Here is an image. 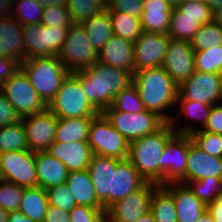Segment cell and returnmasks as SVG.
<instances>
[{
	"label": "cell",
	"instance_id": "1",
	"mask_svg": "<svg viewBox=\"0 0 222 222\" xmlns=\"http://www.w3.org/2000/svg\"><path fill=\"white\" fill-rule=\"evenodd\" d=\"M81 84L88 101L102 113L115 96L132 83L133 74L98 60L89 68L71 73Z\"/></svg>",
	"mask_w": 222,
	"mask_h": 222
},
{
	"label": "cell",
	"instance_id": "2",
	"mask_svg": "<svg viewBox=\"0 0 222 222\" xmlns=\"http://www.w3.org/2000/svg\"><path fill=\"white\" fill-rule=\"evenodd\" d=\"M132 82L146 110L152 111L166 122H170L173 116L166 110H172L173 106L176 107L178 85L164 68L157 67L136 71L133 74Z\"/></svg>",
	"mask_w": 222,
	"mask_h": 222
},
{
	"label": "cell",
	"instance_id": "3",
	"mask_svg": "<svg viewBox=\"0 0 222 222\" xmlns=\"http://www.w3.org/2000/svg\"><path fill=\"white\" fill-rule=\"evenodd\" d=\"M174 133L171 123L166 122L157 131L129 143L128 159L147 182L159 185V160Z\"/></svg>",
	"mask_w": 222,
	"mask_h": 222
},
{
	"label": "cell",
	"instance_id": "4",
	"mask_svg": "<svg viewBox=\"0 0 222 222\" xmlns=\"http://www.w3.org/2000/svg\"><path fill=\"white\" fill-rule=\"evenodd\" d=\"M20 68L47 105L70 74L59 56L25 59L20 63Z\"/></svg>",
	"mask_w": 222,
	"mask_h": 222
},
{
	"label": "cell",
	"instance_id": "5",
	"mask_svg": "<svg viewBox=\"0 0 222 222\" xmlns=\"http://www.w3.org/2000/svg\"><path fill=\"white\" fill-rule=\"evenodd\" d=\"M47 108L58 118L96 117L100 112L88 101L80 82L70 73Z\"/></svg>",
	"mask_w": 222,
	"mask_h": 222
},
{
	"label": "cell",
	"instance_id": "6",
	"mask_svg": "<svg viewBox=\"0 0 222 222\" xmlns=\"http://www.w3.org/2000/svg\"><path fill=\"white\" fill-rule=\"evenodd\" d=\"M70 27H50L41 23L22 26L25 59L58 56Z\"/></svg>",
	"mask_w": 222,
	"mask_h": 222
},
{
	"label": "cell",
	"instance_id": "7",
	"mask_svg": "<svg viewBox=\"0 0 222 222\" xmlns=\"http://www.w3.org/2000/svg\"><path fill=\"white\" fill-rule=\"evenodd\" d=\"M189 135L174 133L166 142L159 160V185L186 184Z\"/></svg>",
	"mask_w": 222,
	"mask_h": 222
},
{
	"label": "cell",
	"instance_id": "8",
	"mask_svg": "<svg viewBox=\"0 0 222 222\" xmlns=\"http://www.w3.org/2000/svg\"><path fill=\"white\" fill-rule=\"evenodd\" d=\"M88 144L93 154L118 160L128 159L129 142L102 113L97 115L90 124Z\"/></svg>",
	"mask_w": 222,
	"mask_h": 222
},
{
	"label": "cell",
	"instance_id": "9",
	"mask_svg": "<svg viewBox=\"0 0 222 222\" xmlns=\"http://www.w3.org/2000/svg\"><path fill=\"white\" fill-rule=\"evenodd\" d=\"M0 93L13 105L21 118L40 113L47 108V104L21 68L0 87Z\"/></svg>",
	"mask_w": 222,
	"mask_h": 222
},
{
	"label": "cell",
	"instance_id": "10",
	"mask_svg": "<svg viewBox=\"0 0 222 222\" xmlns=\"http://www.w3.org/2000/svg\"><path fill=\"white\" fill-rule=\"evenodd\" d=\"M58 56L70 73L89 68L98 60V53L91 46L86 30L80 23H74L69 28Z\"/></svg>",
	"mask_w": 222,
	"mask_h": 222
},
{
	"label": "cell",
	"instance_id": "11",
	"mask_svg": "<svg viewBox=\"0 0 222 222\" xmlns=\"http://www.w3.org/2000/svg\"><path fill=\"white\" fill-rule=\"evenodd\" d=\"M102 114L129 143L157 131L166 123L158 114L148 110L141 113L104 110Z\"/></svg>",
	"mask_w": 222,
	"mask_h": 222
},
{
	"label": "cell",
	"instance_id": "12",
	"mask_svg": "<svg viewBox=\"0 0 222 222\" xmlns=\"http://www.w3.org/2000/svg\"><path fill=\"white\" fill-rule=\"evenodd\" d=\"M177 98L207 105L222 103V73H194L178 85Z\"/></svg>",
	"mask_w": 222,
	"mask_h": 222
},
{
	"label": "cell",
	"instance_id": "13",
	"mask_svg": "<svg viewBox=\"0 0 222 222\" xmlns=\"http://www.w3.org/2000/svg\"><path fill=\"white\" fill-rule=\"evenodd\" d=\"M0 172L2 179L18 186L25 188L38 186L35 152L31 150L1 153Z\"/></svg>",
	"mask_w": 222,
	"mask_h": 222
},
{
	"label": "cell",
	"instance_id": "14",
	"mask_svg": "<svg viewBox=\"0 0 222 222\" xmlns=\"http://www.w3.org/2000/svg\"><path fill=\"white\" fill-rule=\"evenodd\" d=\"M170 39L168 34L143 30L134 42V72L162 67Z\"/></svg>",
	"mask_w": 222,
	"mask_h": 222
},
{
	"label": "cell",
	"instance_id": "15",
	"mask_svg": "<svg viewBox=\"0 0 222 222\" xmlns=\"http://www.w3.org/2000/svg\"><path fill=\"white\" fill-rule=\"evenodd\" d=\"M21 120L29 150L46 151L55 139L58 118L46 108L40 113L26 116Z\"/></svg>",
	"mask_w": 222,
	"mask_h": 222
},
{
	"label": "cell",
	"instance_id": "16",
	"mask_svg": "<svg viewBox=\"0 0 222 222\" xmlns=\"http://www.w3.org/2000/svg\"><path fill=\"white\" fill-rule=\"evenodd\" d=\"M153 183L147 182L141 189L111 205L105 216L112 222H136L150 211Z\"/></svg>",
	"mask_w": 222,
	"mask_h": 222
},
{
	"label": "cell",
	"instance_id": "17",
	"mask_svg": "<svg viewBox=\"0 0 222 222\" xmlns=\"http://www.w3.org/2000/svg\"><path fill=\"white\" fill-rule=\"evenodd\" d=\"M162 67L177 85L187 80L196 70L190 42L170 39Z\"/></svg>",
	"mask_w": 222,
	"mask_h": 222
},
{
	"label": "cell",
	"instance_id": "18",
	"mask_svg": "<svg viewBox=\"0 0 222 222\" xmlns=\"http://www.w3.org/2000/svg\"><path fill=\"white\" fill-rule=\"evenodd\" d=\"M146 183L129 159L121 160L116 168H111L110 206L141 189Z\"/></svg>",
	"mask_w": 222,
	"mask_h": 222
},
{
	"label": "cell",
	"instance_id": "19",
	"mask_svg": "<svg viewBox=\"0 0 222 222\" xmlns=\"http://www.w3.org/2000/svg\"><path fill=\"white\" fill-rule=\"evenodd\" d=\"M206 177L222 179V157L207 154L192 141L189 135V150L186 168V183Z\"/></svg>",
	"mask_w": 222,
	"mask_h": 222
},
{
	"label": "cell",
	"instance_id": "20",
	"mask_svg": "<svg viewBox=\"0 0 222 222\" xmlns=\"http://www.w3.org/2000/svg\"><path fill=\"white\" fill-rule=\"evenodd\" d=\"M48 154L64 163L69 172L88 169L93 155L88 142H55L46 150Z\"/></svg>",
	"mask_w": 222,
	"mask_h": 222
},
{
	"label": "cell",
	"instance_id": "21",
	"mask_svg": "<svg viewBox=\"0 0 222 222\" xmlns=\"http://www.w3.org/2000/svg\"><path fill=\"white\" fill-rule=\"evenodd\" d=\"M120 161L116 158L93 154L88 166L96 197L103 205L104 211L110 207L111 168H116Z\"/></svg>",
	"mask_w": 222,
	"mask_h": 222
},
{
	"label": "cell",
	"instance_id": "22",
	"mask_svg": "<svg viewBox=\"0 0 222 222\" xmlns=\"http://www.w3.org/2000/svg\"><path fill=\"white\" fill-rule=\"evenodd\" d=\"M98 61L134 74V42L113 34L98 52Z\"/></svg>",
	"mask_w": 222,
	"mask_h": 222
},
{
	"label": "cell",
	"instance_id": "23",
	"mask_svg": "<svg viewBox=\"0 0 222 222\" xmlns=\"http://www.w3.org/2000/svg\"><path fill=\"white\" fill-rule=\"evenodd\" d=\"M164 186L172 193L178 222H196L207 209L186 184L168 183Z\"/></svg>",
	"mask_w": 222,
	"mask_h": 222
},
{
	"label": "cell",
	"instance_id": "24",
	"mask_svg": "<svg viewBox=\"0 0 222 222\" xmlns=\"http://www.w3.org/2000/svg\"><path fill=\"white\" fill-rule=\"evenodd\" d=\"M22 24L15 17L0 18V56L22 63L25 60V45Z\"/></svg>",
	"mask_w": 222,
	"mask_h": 222
},
{
	"label": "cell",
	"instance_id": "25",
	"mask_svg": "<svg viewBox=\"0 0 222 222\" xmlns=\"http://www.w3.org/2000/svg\"><path fill=\"white\" fill-rule=\"evenodd\" d=\"M35 166L38 186L48 189L66 183L69 171L63 162L46 151L35 152Z\"/></svg>",
	"mask_w": 222,
	"mask_h": 222
},
{
	"label": "cell",
	"instance_id": "26",
	"mask_svg": "<svg viewBox=\"0 0 222 222\" xmlns=\"http://www.w3.org/2000/svg\"><path fill=\"white\" fill-rule=\"evenodd\" d=\"M176 106L179 108V114L176 116L173 115L172 120L170 121L172 128L174 129L175 133H181L186 135H191L196 132L198 129L194 127L192 120H198L202 125L199 130H203L207 124L208 118L211 113V106L204 103L194 102L191 100H185L184 98H177ZM185 116L186 119H191L189 123H186L180 126L177 118L179 115ZM179 124V125H178ZM178 128V129H177Z\"/></svg>",
	"mask_w": 222,
	"mask_h": 222
},
{
	"label": "cell",
	"instance_id": "27",
	"mask_svg": "<svg viewBox=\"0 0 222 222\" xmlns=\"http://www.w3.org/2000/svg\"><path fill=\"white\" fill-rule=\"evenodd\" d=\"M172 11V7L165 0H143V13L140 17L142 29L167 34Z\"/></svg>",
	"mask_w": 222,
	"mask_h": 222
},
{
	"label": "cell",
	"instance_id": "28",
	"mask_svg": "<svg viewBox=\"0 0 222 222\" xmlns=\"http://www.w3.org/2000/svg\"><path fill=\"white\" fill-rule=\"evenodd\" d=\"M67 186L73 194L76 205L103 208L98 201L88 169L69 172Z\"/></svg>",
	"mask_w": 222,
	"mask_h": 222
},
{
	"label": "cell",
	"instance_id": "29",
	"mask_svg": "<svg viewBox=\"0 0 222 222\" xmlns=\"http://www.w3.org/2000/svg\"><path fill=\"white\" fill-rule=\"evenodd\" d=\"M95 117L58 119L55 142H88L89 127Z\"/></svg>",
	"mask_w": 222,
	"mask_h": 222
},
{
	"label": "cell",
	"instance_id": "30",
	"mask_svg": "<svg viewBox=\"0 0 222 222\" xmlns=\"http://www.w3.org/2000/svg\"><path fill=\"white\" fill-rule=\"evenodd\" d=\"M150 211L156 222H178L172 193L164 185L153 184Z\"/></svg>",
	"mask_w": 222,
	"mask_h": 222
},
{
	"label": "cell",
	"instance_id": "31",
	"mask_svg": "<svg viewBox=\"0 0 222 222\" xmlns=\"http://www.w3.org/2000/svg\"><path fill=\"white\" fill-rule=\"evenodd\" d=\"M81 24L86 30L91 46L97 51V53L114 34L111 18L107 10L88 18Z\"/></svg>",
	"mask_w": 222,
	"mask_h": 222
},
{
	"label": "cell",
	"instance_id": "32",
	"mask_svg": "<svg viewBox=\"0 0 222 222\" xmlns=\"http://www.w3.org/2000/svg\"><path fill=\"white\" fill-rule=\"evenodd\" d=\"M47 192L42 187L24 188L19 210L34 222H43L48 208Z\"/></svg>",
	"mask_w": 222,
	"mask_h": 222
},
{
	"label": "cell",
	"instance_id": "33",
	"mask_svg": "<svg viewBox=\"0 0 222 222\" xmlns=\"http://www.w3.org/2000/svg\"><path fill=\"white\" fill-rule=\"evenodd\" d=\"M114 35L135 42L143 32L140 19L119 11H108Z\"/></svg>",
	"mask_w": 222,
	"mask_h": 222
},
{
	"label": "cell",
	"instance_id": "34",
	"mask_svg": "<svg viewBox=\"0 0 222 222\" xmlns=\"http://www.w3.org/2000/svg\"><path fill=\"white\" fill-rule=\"evenodd\" d=\"M21 150H29L22 120L0 127V154Z\"/></svg>",
	"mask_w": 222,
	"mask_h": 222
},
{
	"label": "cell",
	"instance_id": "35",
	"mask_svg": "<svg viewBox=\"0 0 222 222\" xmlns=\"http://www.w3.org/2000/svg\"><path fill=\"white\" fill-rule=\"evenodd\" d=\"M200 26L195 18L182 16L181 11L173 8L167 34L171 39L190 41L200 29Z\"/></svg>",
	"mask_w": 222,
	"mask_h": 222
},
{
	"label": "cell",
	"instance_id": "36",
	"mask_svg": "<svg viewBox=\"0 0 222 222\" xmlns=\"http://www.w3.org/2000/svg\"><path fill=\"white\" fill-rule=\"evenodd\" d=\"M66 7L73 23L81 24L107 10V0H67Z\"/></svg>",
	"mask_w": 222,
	"mask_h": 222
},
{
	"label": "cell",
	"instance_id": "37",
	"mask_svg": "<svg viewBox=\"0 0 222 222\" xmlns=\"http://www.w3.org/2000/svg\"><path fill=\"white\" fill-rule=\"evenodd\" d=\"M186 185L206 206L222 196L221 178L206 177L202 180H190Z\"/></svg>",
	"mask_w": 222,
	"mask_h": 222
},
{
	"label": "cell",
	"instance_id": "38",
	"mask_svg": "<svg viewBox=\"0 0 222 222\" xmlns=\"http://www.w3.org/2000/svg\"><path fill=\"white\" fill-rule=\"evenodd\" d=\"M105 110H117L126 113H141L146 111V108L139 97L135 85L132 82L115 96L111 107L106 108Z\"/></svg>",
	"mask_w": 222,
	"mask_h": 222
},
{
	"label": "cell",
	"instance_id": "39",
	"mask_svg": "<svg viewBox=\"0 0 222 222\" xmlns=\"http://www.w3.org/2000/svg\"><path fill=\"white\" fill-rule=\"evenodd\" d=\"M189 42L194 51L220 46L222 45V27L213 21L203 24Z\"/></svg>",
	"mask_w": 222,
	"mask_h": 222
},
{
	"label": "cell",
	"instance_id": "40",
	"mask_svg": "<svg viewBox=\"0 0 222 222\" xmlns=\"http://www.w3.org/2000/svg\"><path fill=\"white\" fill-rule=\"evenodd\" d=\"M12 7L11 16L22 25L40 23L44 7L37 0H13Z\"/></svg>",
	"mask_w": 222,
	"mask_h": 222
},
{
	"label": "cell",
	"instance_id": "41",
	"mask_svg": "<svg viewBox=\"0 0 222 222\" xmlns=\"http://www.w3.org/2000/svg\"><path fill=\"white\" fill-rule=\"evenodd\" d=\"M195 69L204 73H222V45L195 51Z\"/></svg>",
	"mask_w": 222,
	"mask_h": 222
},
{
	"label": "cell",
	"instance_id": "42",
	"mask_svg": "<svg viewBox=\"0 0 222 222\" xmlns=\"http://www.w3.org/2000/svg\"><path fill=\"white\" fill-rule=\"evenodd\" d=\"M25 187L10 181L0 180V207L7 212L19 210Z\"/></svg>",
	"mask_w": 222,
	"mask_h": 222
},
{
	"label": "cell",
	"instance_id": "43",
	"mask_svg": "<svg viewBox=\"0 0 222 222\" xmlns=\"http://www.w3.org/2000/svg\"><path fill=\"white\" fill-rule=\"evenodd\" d=\"M192 141L209 155L222 157V135L197 130L190 135Z\"/></svg>",
	"mask_w": 222,
	"mask_h": 222
},
{
	"label": "cell",
	"instance_id": "44",
	"mask_svg": "<svg viewBox=\"0 0 222 222\" xmlns=\"http://www.w3.org/2000/svg\"><path fill=\"white\" fill-rule=\"evenodd\" d=\"M177 9L181 11L182 16L195 18L196 22L200 25L212 21L213 11L206 4V1H183L178 5Z\"/></svg>",
	"mask_w": 222,
	"mask_h": 222
},
{
	"label": "cell",
	"instance_id": "45",
	"mask_svg": "<svg viewBox=\"0 0 222 222\" xmlns=\"http://www.w3.org/2000/svg\"><path fill=\"white\" fill-rule=\"evenodd\" d=\"M40 23L50 27H71L74 24L66 5L44 8Z\"/></svg>",
	"mask_w": 222,
	"mask_h": 222
},
{
	"label": "cell",
	"instance_id": "46",
	"mask_svg": "<svg viewBox=\"0 0 222 222\" xmlns=\"http://www.w3.org/2000/svg\"><path fill=\"white\" fill-rule=\"evenodd\" d=\"M48 204L54 205L65 212H70L75 206L73 194L70 192L67 183L59 184L46 189Z\"/></svg>",
	"mask_w": 222,
	"mask_h": 222
},
{
	"label": "cell",
	"instance_id": "47",
	"mask_svg": "<svg viewBox=\"0 0 222 222\" xmlns=\"http://www.w3.org/2000/svg\"><path fill=\"white\" fill-rule=\"evenodd\" d=\"M71 222H100L105 216L103 208L76 205L70 212Z\"/></svg>",
	"mask_w": 222,
	"mask_h": 222
},
{
	"label": "cell",
	"instance_id": "48",
	"mask_svg": "<svg viewBox=\"0 0 222 222\" xmlns=\"http://www.w3.org/2000/svg\"><path fill=\"white\" fill-rule=\"evenodd\" d=\"M107 11H119L140 19L143 13V0H107Z\"/></svg>",
	"mask_w": 222,
	"mask_h": 222
},
{
	"label": "cell",
	"instance_id": "49",
	"mask_svg": "<svg viewBox=\"0 0 222 222\" xmlns=\"http://www.w3.org/2000/svg\"><path fill=\"white\" fill-rule=\"evenodd\" d=\"M20 120L21 117L13 105L0 93V127H6Z\"/></svg>",
	"mask_w": 222,
	"mask_h": 222
},
{
	"label": "cell",
	"instance_id": "50",
	"mask_svg": "<svg viewBox=\"0 0 222 222\" xmlns=\"http://www.w3.org/2000/svg\"><path fill=\"white\" fill-rule=\"evenodd\" d=\"M203 131L222 135V103L211 106V113Z\"/></svg>",
	"mask_w": 222,
	"mask_h": 222
},
{
	"label": "cell",
	"instance_id": "51",
	"mask_svg": "<svg viewBox=\"0 0 222 222\" xmlns=\"http://www.w3.org/2000/svg\"><path fill=\"white\" fill-rule=\"evenodd\" d=\"M20 69V63L12 58L0 56V87Z\"/></svg>",
	"mask_w": 222,
	"mask_h": 222
},
{
	"label": "cell",
	"instance_id": "52",
	"mask_svg": "<svg viewBox=\"0 0 222 222\" xmlns=\"http://www.w3.org/2000/svg\"><path fill=\"white\" fill-rule=\"evenodd\" d=\"M69 217L68 212L49 204L43 222H71Z\"/></svg>",
	"mask_w": 222,
	"mask_h": 222
},
{
	"label": "cell",
	"instance_id": "53",
	"mask_svg": "<svg viewBox=\"0 0 222 222\" xmlns=\"http://www.w3.org/2000/svg\"><path fill=\"white\" fill-rule=\"evenodd\" d=\"M207 210L214 222H222V196L218 197L213 203L207 206Z\"/></svg>",
	"mask_w": 222,
	"mask_h": 222
},
{
	"label": "cell",
	"instance_id": "54",
	"mask_svg": "<svg viewBox=\"0 0 222 222\" xmlns=\"http://www.w3.org/2000/svg\"><path fill=\"white\" fill-rule=\"evenodd\" d=\"M7 222H34L29 217L22 214L20 210L10 211L7 215Z\"/></svg>",
	"mask_w": 222,
	"mask_h": 222
},
{
	"label": "cell",
	"instance_id": "55",
	"mask_svg": "<svg viewBox=\"0 0 222 222\" xmlns=\"http://www.w3.org/2000/svg\"><path fill=\"white\" fill-rule=\"evenodd\" d=\"M13 0H0V18H8L12 14Z\"/></svg>",
	"mask_w": 222,
	"mask_h": 222
},
{
	"label": "cell",
	"instance_id": "56",
	"mask_svg": "<svg viewBox=\"0 0 222 222\" xmlns=\"http://www.w3.org/2000/svg\"><path fill=\"white\" fill-rule=\"evenodd\" d=\"M44 8L50 6H65L67 4V0H37Z\"/></svg>",
	"mask_w": 222,
	"mask_h": 222
},
{
	"label": "cell",
	"instance_id": "57",
	"mask_svg": "<svg viewBox=\"0 0 222 222\" xmlns=\"http://www.w3.org/2000/svg\"><path fill=\"white\" fill-rule=\"evenodd\" d=\"M212 21L222 27V7H219L213 11Z\"/></svg>",
	"mask_w": 222,
	"mask_h": 222
},
{
	"label": "cell",
	"instance_id": "58",
	"mask_svg": "<svg viewBox=\"0 0 222 222\" xmlns=\"http://www.w3.org/2000/svg\"><path fill=\"white\" fill-rule=\"evenodd\" d=\"M136 222H156L155 218L151 211L144 214L141 218H139Z\"/></svg>",
	"mask_w": 222,
	"mask_h": 222
},
{
	"label": "cell",
	"instance_id": "59",
	"mask_svg": "<svg viewBox=\"0 0 222 222\" xmlns=\"http://www.w3.org/2000/svg\"><path fill=\"white\" fill-rule=\"evenodd\" d=\"M206 4L211 8L212 11L222 7V0H206Z\"/></svg>",
	"mask_w": 222,
	"mask_h": 222
},
{
	"label": "cell",
	"instance_id": "60",
	"mask_svg": "<svg viewBox=\"0 0 222 222\" xmlns=\"http://www.w3.org/2000/svg\"><path fill=\"white\" fill-rule=\"evenodd\" d=\"M196 222H214L212 216L209 211L206 209L205 212L201 215V217Z\"/></svg>",
	"mask_w": 222,
	"mask_h": 222
},
{
	"label": "cell",
	"instance_id": "61",
	"mask_svg": "<svg viewBox=\"0 0 222 222\" xmlns=\"http://www.w3.org/2000/svg\"><path fill=\"white\" fill-rule=\"evenodd\" d=\"M8 212L0 207V222H7Z\"/></svg>",
	"mask_w": 222,
	"mask_h": 222
},
{
	"label": "cell",
	"instance_id": "62",
	"mask_svg": "<svg viewBox=\"0 0 222 222\" xmlns=\"http://www.w3.org/2000/svg\"><path fill=\"white\" fill-rule=\"evenodd\" d=\"M171 7L177 8L179 4H181L183 1L182 0H165Z\"/></svg>",
	"mask_w": 222,
	"mask_h": 222
},
{
	"label": "cell",
	"instance_id": "63",
	"mask_svg": "<svg viewBox=\"0 0 222 222\" xmlns=\"http://www.w3.org/2000/svg\"><path fill=\"white\" fill-rule=\"evenodd\" d=\"M100 222H112V221H110L106 216H104Z\"/></svg>",
	"mask_w": 222,
	"mask_h": 222
},
{
	"label": "cell",
	"instance_id": "64",
	"mask_svg": "<svg viewBox=\"0 0 222 222\" xmlns=\"http://www.w3.org/2000/svg\"><path fill=\"white\" fill-rule=\"evenodd\" d=\"M182 1H206V0H182Z\"/></svg>",
	"mask_w": 222,
	"mask_h": 222
}]
</instances>
